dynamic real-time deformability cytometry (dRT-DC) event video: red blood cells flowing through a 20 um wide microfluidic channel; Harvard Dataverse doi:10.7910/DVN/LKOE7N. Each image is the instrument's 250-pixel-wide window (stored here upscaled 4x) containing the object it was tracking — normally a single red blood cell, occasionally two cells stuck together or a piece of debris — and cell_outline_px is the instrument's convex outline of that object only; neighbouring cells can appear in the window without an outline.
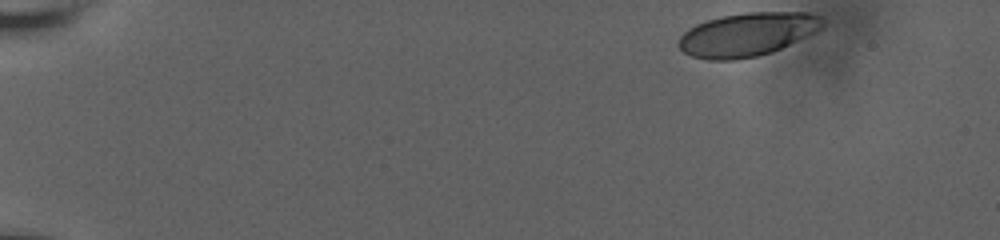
{"species": "human", "species_latin": "Homo sapiens", "temperature_condition": "room temperature", "stored_images_in_passage": 26, "camera_frame_rate_fps": 3000, "um_per_image_px": 0.085, "donor": {"sex": "male"}, "frame": {"image": 1, "passage_image": 1, "time_ms": 0.0, "image_size_px": [1000, 240], "cell_outline_px": [[824, 24], [816, 32], [772, 52], [756, 56], [736, 60], [708, 60], [692, 56], [684, 52], [676, 44], [680, 36], [688, 28], [696, 24], [708, 20], [724, 16], [748, 12], [808, 12], [820, 16]], "centroid_in_image_um": [63.5, 2.93], "position_along_channel_um": 21.5, "area_um2": 36.41}}
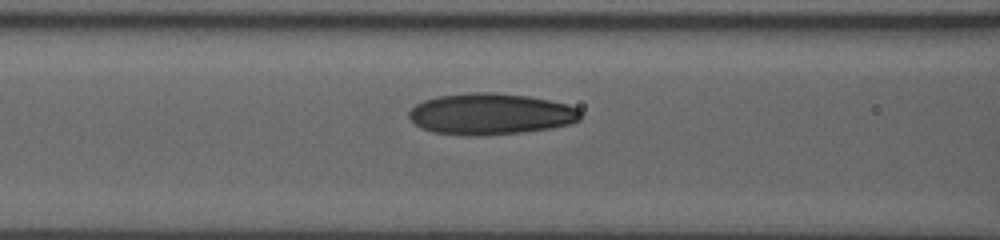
{"frame": {"image": 2, "passage_image": 21, "time_ms": 6.667, "image_size_px": [1000, 240], "cell_outline_px": [[580, 120], [568, 124], [552, 128], [488, 136], [468, 136], [432, 132], [420, 128], [408, 116], [408, 112], [416, 104], [424, 100], [440, 96], [472, 92], [492, 92], [528, 96], [568, 104], [576, 108], [580, 112]], "centroid_in_image_um": [41.68, 9.7], "position_along_channel_um": 124.9, "area_um2": 41.38}}
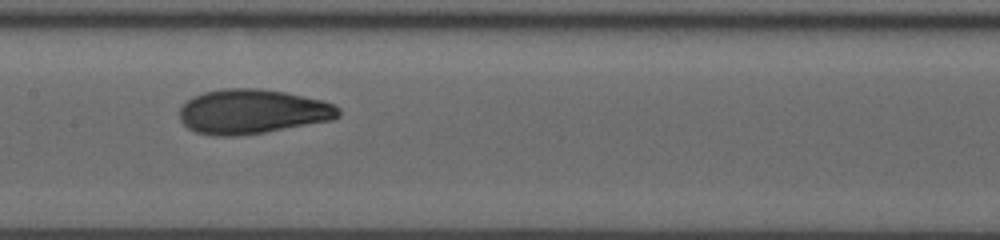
{"frame": {"image": 3, "passage_image": 25, "time_ms": 8.333, "image_size_px": [1000, 240], "cell_outline_px": [[340, 116], [332, 120], [264, 132], [236, 136], [216, 136], [196, 132], [188, 128], [180, 120], [180, 108], [192, 96], [204, 92], [224, 88], [256, 88], [284, 92], [324, 100], [340, 108]], "centroid_in_image_um": [21.45, 9.48], "position_along_channel_um": 186.0, "area_um2": 41.21}}